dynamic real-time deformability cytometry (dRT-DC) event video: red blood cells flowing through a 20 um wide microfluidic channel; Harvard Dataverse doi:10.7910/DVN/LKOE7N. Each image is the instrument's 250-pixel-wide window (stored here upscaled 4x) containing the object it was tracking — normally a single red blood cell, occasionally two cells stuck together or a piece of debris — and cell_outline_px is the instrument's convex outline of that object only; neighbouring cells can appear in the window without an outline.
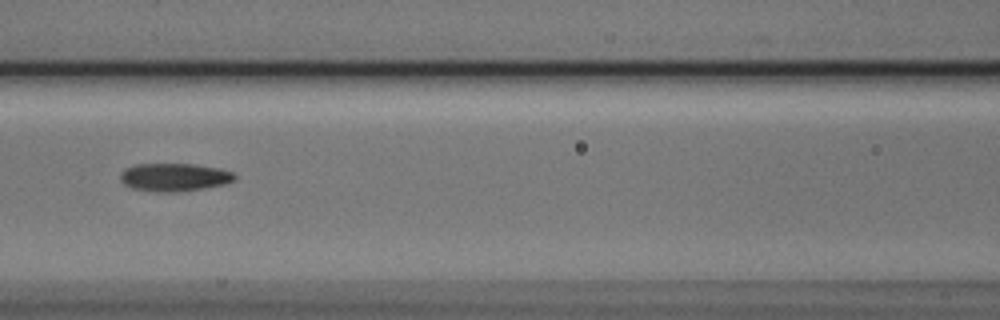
{"species": "Egyptian fruit bat (a non-hibernating species)", "species_latin": "Rousettus aegyptiacus", "temperature_condition": "cold", "stored_images_in_passage": 6, "camera_frame_rate_fps": 3000, "um_per_image_px": 0.085, "animal": {"sex": "male"}, "frame": {"image": 1, "passage_image": 3, "time_ms": 0.667, "image_size_px": [1000, 320], "cell_outline_px": [[236, 180], [224, 184], [184, 192], [152, 192], [132, 188], [124, 184], [120, 180], [120, 172], [124, 168], [136, 164], [192, 164], [220, 168], [232, 172], [236, 176]], "centroid_in_image_um": [14.8, 15.07], "position_along_channel_um": 151.8, "area_um2": 18.96}}
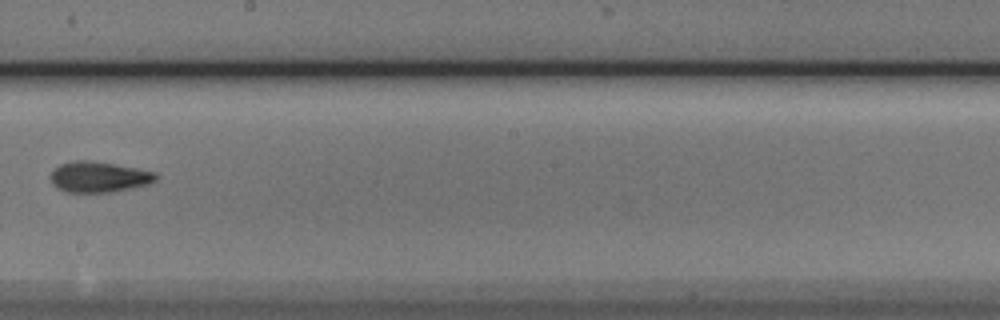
{"frame": {"image": 2, "passage_image": 5, "time_ms": 1.333, "image_size_px": [1000, 320], "cell_outline_px": [[160, 176], [156, 180], [148, 184], [132, 188], [108, 192], [64, 192], [56, 188], [52, 184], [48, 176], [60, 164], [72, 160], [92, 160], [116, 164], [156, 172]], "centroid_in_image_um": [8.38, 15.03], "position_along_channel_um": 239.8, "area_um2": 19.13}}
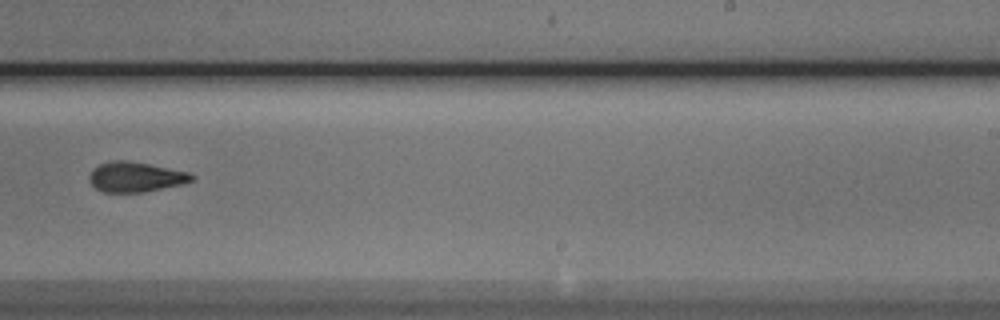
{"frame": {"image": 3, "passage_image": 6, "time_ms": 1.667, "image_size_px": [1000, 320], "cell_outline_px": [[196, 180], [184, 184], [144, 192], [104, 192], [96, 188], [88, 180], [88, 176], [92, 168], [100, 164], [112, 160], [124, 160], [148, 164], [188, 172], [196, 176]], "centroid_in_image_um": [11.53, 15.04], "position_along_channel_um": 277.5, "area_um2": 18.03}}